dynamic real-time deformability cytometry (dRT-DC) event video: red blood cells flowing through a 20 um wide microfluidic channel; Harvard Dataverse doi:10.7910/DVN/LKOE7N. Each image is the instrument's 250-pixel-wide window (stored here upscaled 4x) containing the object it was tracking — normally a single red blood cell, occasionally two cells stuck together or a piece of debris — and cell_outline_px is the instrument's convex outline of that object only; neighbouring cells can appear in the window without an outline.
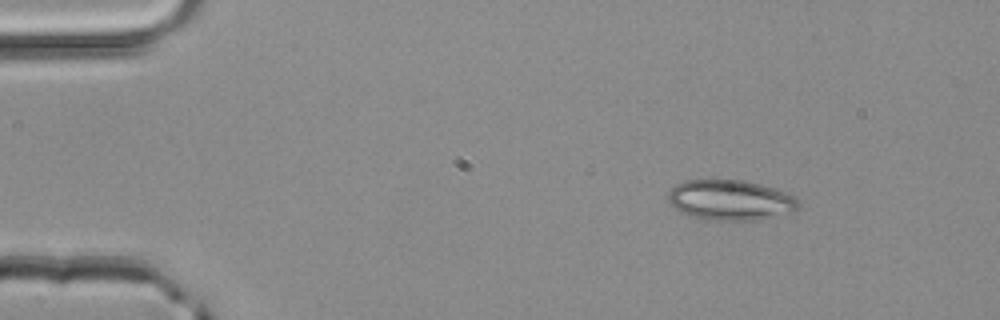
{"species": "common noctule bat (a hibernating species)", "species_latin": "Nyctalus noctula", "temperature_condition": "room temperature", "stored_images_in_passage": 2, "camera_frame_rate_fps": 3000, "um_per_image_px": 0.085, "animal": {"sex": "male", "body_mass_g": 20.4}, "frame": {"image": 1, "passage_image": 1, "time_ms": 0.0, "image_size_px": [1000, 320], "cell_outline_px": [[800, 208], [792, 212], [760, 220], [704, 220], [688, 216], [680, 212], [668, 200], [668, 192], [676, 184], [684, 180], [744, 180], [776, 188], [788, 192], [796, 196], [800, 204]], "centroid_in_image_um": [62.12, 17.01], "position_along_channel_um": 22.9, "area_um2": 31.1}}